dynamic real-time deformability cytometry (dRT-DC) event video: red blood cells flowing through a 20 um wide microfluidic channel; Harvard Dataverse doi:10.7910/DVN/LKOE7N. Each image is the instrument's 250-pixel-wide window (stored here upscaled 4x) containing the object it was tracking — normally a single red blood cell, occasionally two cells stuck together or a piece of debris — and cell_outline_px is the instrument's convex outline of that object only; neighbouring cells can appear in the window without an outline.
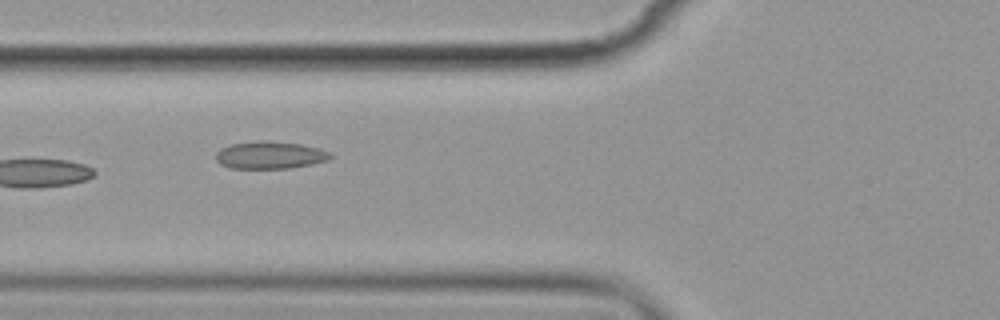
{"species": "common noctule bat (a hibernating species)", "species_latin": "Nyctalus noctula", "temperature_condition": "cold", "stored_images_in_passage": 9, "camera_frame_rate_fps": 3000, "um_per_image_px": 0.085, "animal": {"sex": "female", "body_mass_g": 19.9}, "frame": {"image": 1, "passage_image": 4, "time_ms": 3.667, "image_size_px": [1000, 320], "cell_outline_px": [[332, 156], [328, 160], [312, 164], [288, 168], [232, 168], [220, 164], [216, 160], [216, 152], [220, 148], [232, 144], [256, 140], [268, 140], [300, 144], [320, 148], [332, 152]], "centroid_in_image_um": [22.96, 13.17], "position_along_channel_um": 102.8, "area_um2": 18.44}}
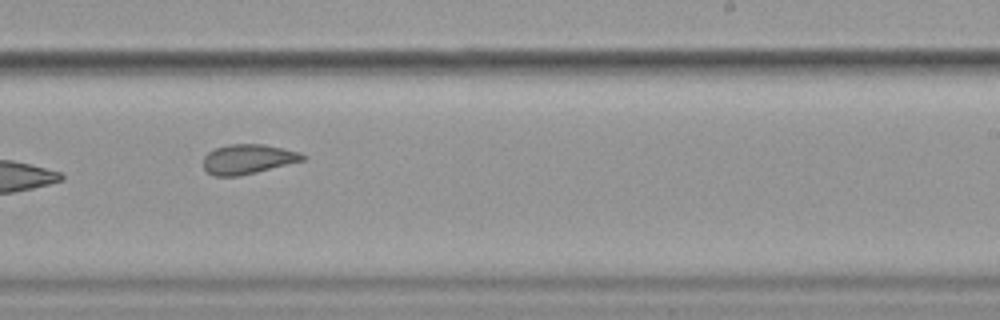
{"frame": {"image": 2, "passage_image": 8, "time_ms": 8.333, "image_size_px": [1000, 320], "cell_outline_px": [[308, 156], [304, 160], [240, 176], [216, 176], [208, 172], [204, 168], [204, 156], [208, 152], [216, 148], [228, 144], [264, 144], [284, 148], [300, 152]], "centroid_in_image_um": [21.1, 13.51], "position_along_channel_um": 267.9, "area_um2": 17.17}}
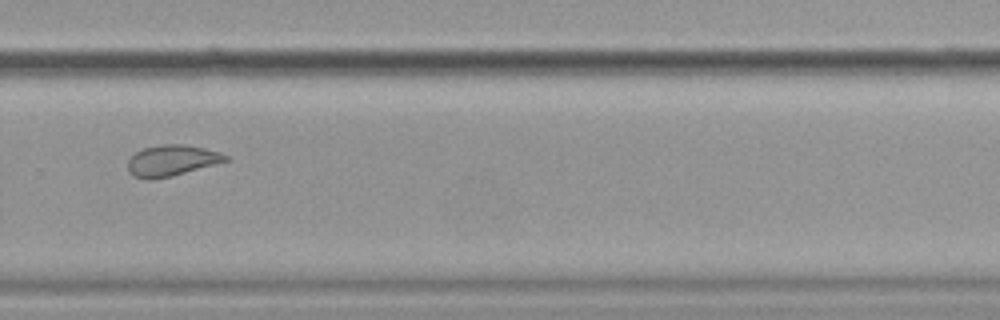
{"frame": {"image": 3, "passage_image": 9, "time_ms": 9.667, "image_size_px": [1000, 320], "cell_outline_px": [[228, 160], [172, 176], [152, 180], [148, 180], [132, 176], [128, 172], [128, 160], [136, 152], [144, 148], [160, 144], [184, 144], [204, 148], [220, 152], [228, 156]], "centroid_in_image_um": [14.55, 13.65], "position_along_channel_um": 315.2, "area_um2": 17.63}}